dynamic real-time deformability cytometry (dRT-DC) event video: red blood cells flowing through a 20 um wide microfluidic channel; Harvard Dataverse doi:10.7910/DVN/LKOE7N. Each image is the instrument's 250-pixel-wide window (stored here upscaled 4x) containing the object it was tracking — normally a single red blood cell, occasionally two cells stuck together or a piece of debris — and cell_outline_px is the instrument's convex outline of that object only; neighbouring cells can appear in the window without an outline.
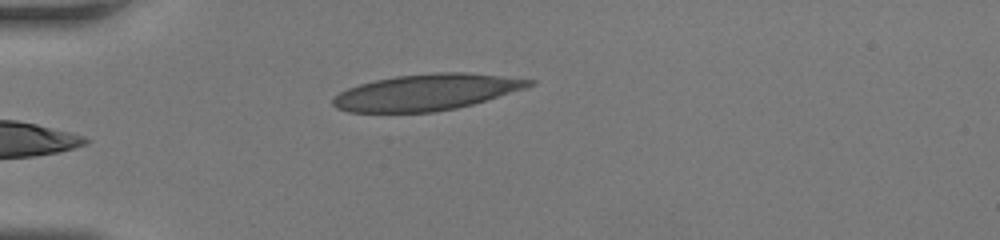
{"species": "human", "species_latin": "Homo sapiens", "temperature_condition": "room temperature", "stored_images_in_passage": 29, "camera_frame_rate_fps": 3000, "um_per_image_px": 0.085, "donor": {"sex": "female"}, "frame": {"image": 1, "passage_image": 1, "time_ms": 0.0, "image_size_px": [1000, 240], "cell_outline_px": [[536, 84], [524, 88], [472, 104], [456, 108], [436, 112], [348, 112], [336, 108], [332, 104], [332, 96], [348, 88], [360, 84], [376, 80], [396, 76], [436, 72], [464, 72], [536, 80]], "centroid_in_image_um": [36.2, 7.84], "position_along_channel_um": 48.8, "area_um2": 41.15}}
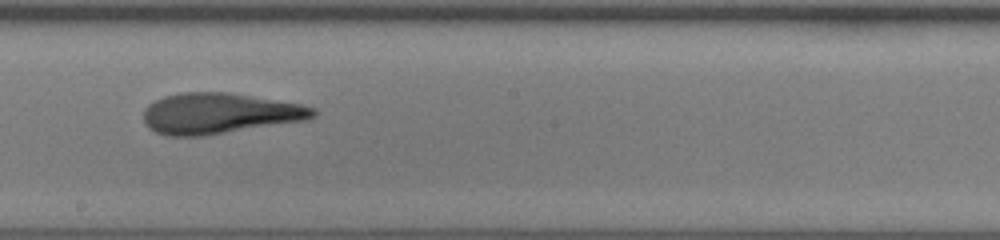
{"frame": {"image": 2, "passage_image": 14, "time_ms": 4.333, "image_size_px": [1000, 240], "cell_outline_px": [[316, 116], [308, 120], [204, 136], [168, 136], [156, 132], [148, 128], [144, 124], [144, 108], [148, 104], [164, 96], [184, 92], [228, 92], [300, 104], [316, 108]], "centroid_in_image_um": [18.64, 9.65], "position_along_channel_um": 229.6, "area_um2": 40.46}}
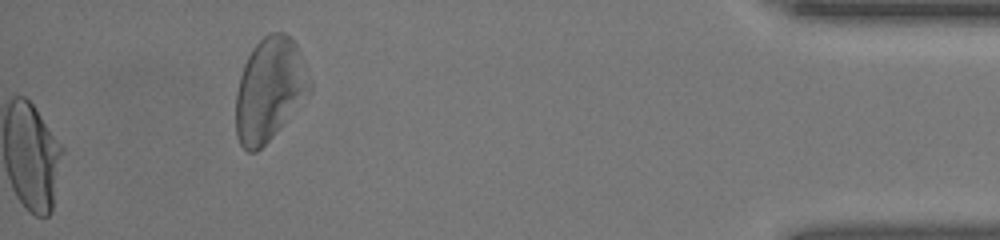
{"frame": {"image": 3, "passage_image": 29, "time_ms": 9.333, "image_size_px": [1000, 240], "cell_outline_px": [[312, 92], [272, 136], [256, 152], [248, 152], [240, 144], [236, 136], [236, 92], [240, 76], [244, 64], [252, 48], [268, 32], [284, 32], [296, 44], [312, 80]], "centroid_in_image_um": [22.93, 7.59], "position_along_channel_um": 412.3, "area_um2": 44.51}}